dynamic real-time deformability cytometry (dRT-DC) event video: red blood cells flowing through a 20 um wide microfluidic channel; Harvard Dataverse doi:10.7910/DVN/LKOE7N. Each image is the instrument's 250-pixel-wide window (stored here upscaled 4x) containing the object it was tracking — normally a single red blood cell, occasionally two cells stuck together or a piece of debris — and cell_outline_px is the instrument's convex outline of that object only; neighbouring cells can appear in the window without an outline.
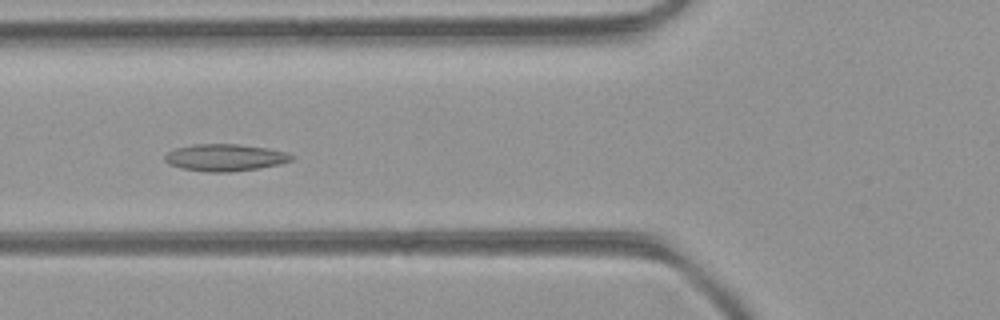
{"species": "common noctule bat (a hibernating species)", "species_latin": "Nyctalus noctula", "temperature_condition": "room temperature", "stored_images_in_passage": 6, "camera_frame_rate_fps": 3000, "um_per_image_px": 0.085, "animal": {"sex": "female", "body_mass_g": 21.9}, "frame": {"image": 1, "passage_image": 6, "time_ms": 1.667, "image_size_px": [1000, 320], "cell_outline_px": [[296, 156], [292, 160], [280, 164], [260, 168], [232, 172], [208, 172], [180, 168], [168, 164], [164, 160], [164, 156], [168, 152], [176, 148], [192, 144], [240, 144], [268, 148], [288, 152]], "centroid_in_image_um": [19.15, 13.39], "position_along_channel_um": 106.6, "area_um2": 20.23}}